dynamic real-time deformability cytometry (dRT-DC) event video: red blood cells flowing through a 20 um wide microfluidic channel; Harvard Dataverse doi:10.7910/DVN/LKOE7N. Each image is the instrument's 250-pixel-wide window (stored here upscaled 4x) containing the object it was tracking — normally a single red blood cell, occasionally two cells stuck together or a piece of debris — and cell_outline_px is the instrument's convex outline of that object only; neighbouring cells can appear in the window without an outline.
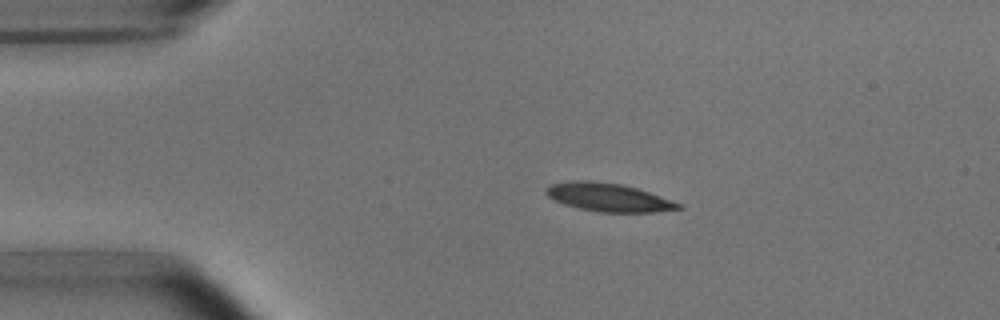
{"species": "common noctule bat (a hibernating species)", "species_latin": "Nyctalus noctula", "temperature_condition": "room temperature", "stored_images_in_passage": 6, "camera_frame_rate_fps": 3000, "um_per_image_px": 0.085, "animal": {"sex": "male", "body_mass_g": 15.6}, "frame": {"image": 1, "passage_image": 1, "time_ms": 0.0, "image_size_px": [1000, 320], "cell_outline_px": [[684, 208], [652, 212], [600, 212], [580, 208], [564, 204], [548, 196], [544, 192], [544, 188], [552, 184], [576, 180], [592, 180], [620, 184], [636, 188], [648, 192], [680, 204]], "centroid_in_image_um": [51.67, 16.77], "position_along_channel_um": 33.3, "area_um2": 21.44}}
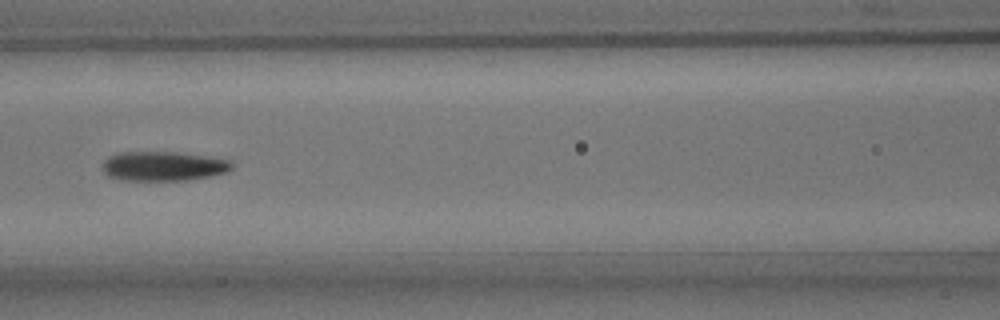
{"frame": {"image": 2, "passage_image": 4, "time_ms": 4.333, "image_size_px": [1000, 320], "cell_outline_px": [[236, 164], [228, 172], [188, 180], [120, 180], [108, 176], [104, 172], [104, 160], [108, 156], [120, 152], [176, 152], [232, 160]], "centroid_in_image_um": [13.91, 14.12], "position_along_channel_um": 152.7, "area_um2": 22.25}}
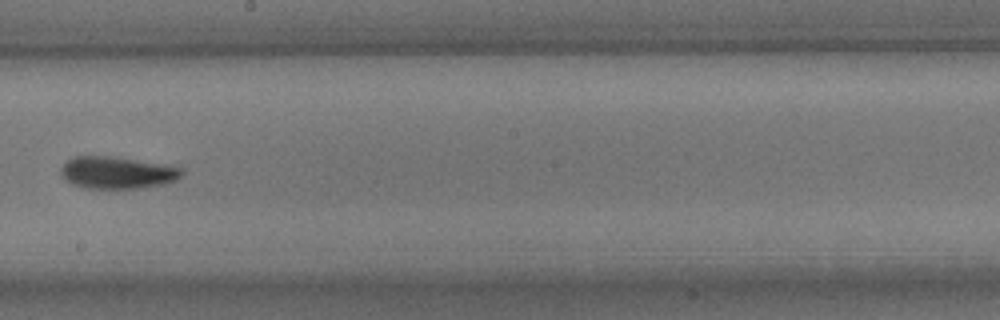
{"frame": {"image": 3, "passage_image": 6, "time_ms": 6.667, "image_size_px": [1000, 320], "cell_outline_px": [[184, 172], [176, 180], [164, 184], [140, 188], [88, 188], [72, 184], [64, 180], [60, 172], [60, 168], [68, 160], [76, 156], [108, 156], [184, 168]], "centroid_in_image_um": [9.93, 14.68], "position_along_channel_um": 238.3, "area_um2": 22.31}}